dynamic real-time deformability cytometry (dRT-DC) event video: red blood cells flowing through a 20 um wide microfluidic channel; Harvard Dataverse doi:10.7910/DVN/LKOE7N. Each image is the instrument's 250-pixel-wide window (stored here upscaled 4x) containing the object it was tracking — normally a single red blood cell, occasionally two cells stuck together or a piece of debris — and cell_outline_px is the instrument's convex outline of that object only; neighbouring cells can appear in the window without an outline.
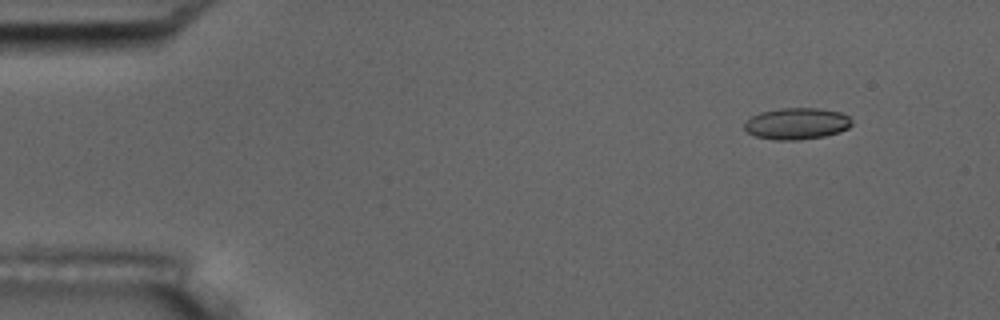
{"species": "common noctule bat (a hibernating species)", "species_latin": "Nyctalus noctula", "temperature_condition": "room temperature", "stored_images_in_passage": 5, "camera_frame_rate_fps": 3000, "um_per_image_px": 0.085, "animal": {"sex": "male", "body_mass_g": 17.5, "forearm_length_mm": 52.3}, "frame": {"image": 1, "passage_image": 2, "time_ms": 1.0, "image_size_px": [1000, 320], "cell_outline_px": [[852, 124], [848, 128], [840, 132], [824, 136], [800, 140], [776, 140], [756, 136], [748, 132], [744, 128], [744, 124], [752, 116], [760, 112], [780, 108], [816, 108], [840, 112], [848, 116], [852, 120]], "centroid_in_image_um": [67.74, 10.51], "position_along_channel_um": 17.3, "area_um2": 19.71}}